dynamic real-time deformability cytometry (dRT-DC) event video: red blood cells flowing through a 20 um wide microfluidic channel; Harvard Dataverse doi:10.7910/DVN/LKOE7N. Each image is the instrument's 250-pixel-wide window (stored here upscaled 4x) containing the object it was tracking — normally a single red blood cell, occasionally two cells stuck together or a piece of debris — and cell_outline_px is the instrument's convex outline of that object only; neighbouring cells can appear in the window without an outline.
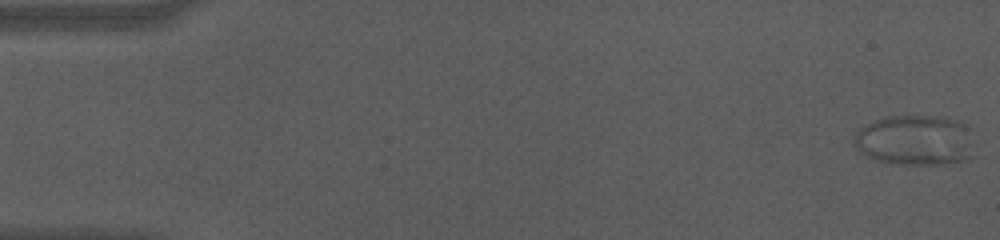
{"species": "human", "species_latin": "Homo sapiens", "temperature_condition": "cold", "stored_images_in_passage": 58, "camera_frame_rate_fps": 3000, "um_per_image_px": 0.085, "donor": {"sex": "male"}, "frame": {"image": 1, "passage_image": 1, "time_ms": 0.0, "image_size_px": [1000, 240], "cell_outline_px": [[980, 144], [976, 156], [968, 160], [944, 164], [888, 164], [872, 160], [864, 156], [852, 144], [852, 140], [856, 132], [860, 128], [876, 120], [888, 116], [948, 116], [960, 120], [968, 124], [972, 128]], "centroid_in_image_um": [77.95, 11.93], "position_along_channel_um": 7.1, "area_um2": 37.45}}
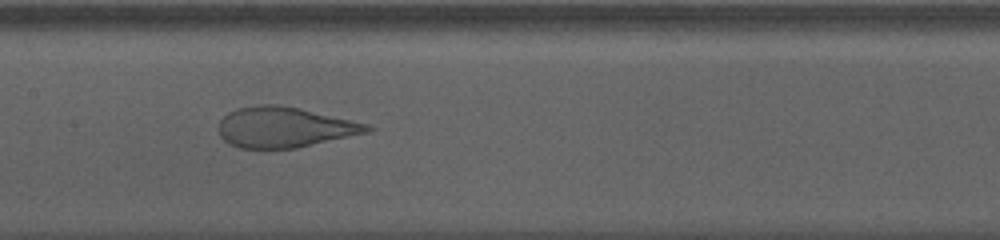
{"frame": {"image": 2, "passage_image": 29, "time_ms": 9.333, "image_size_px": [1000, 240], "cell_outline_px": [[376, 128], [368, 132], [296, 148], [240, 148], [228, 144], [220, 136], [216, 128], [220, 120], [228, 112], [236, 108], [256, 104], [276, 104], [300, 108], [368, 124]], "centroid_in_image_um": [24.12, 10.81], "position_along_channel_um": 183.3, "area_um2": 35.14}}
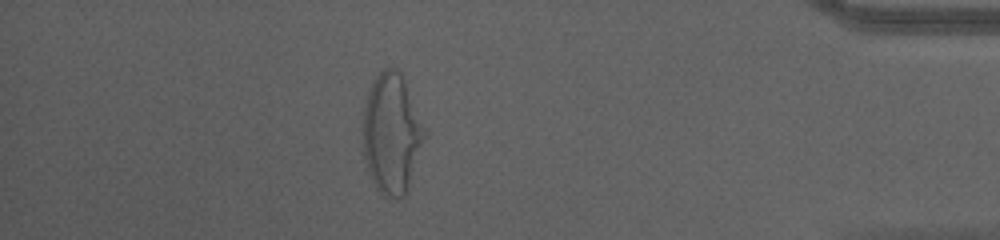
{"frame": {"image": 3, "passage_image": 51, "time_ms": 16.667, "image_size_px": [1000, 240], "cell_outline_px": [[428, 136], [408, 192], [404, 196], [388, 200], [376, 188], [368, 172], [364, 156], [364, 104], [368, 92], [376, 76], [384, 68], [396, 68], [400, 72], [404, 80], [428, 132]], "centroid_in_image_um": [33.35, 11.42], "position_along_channel_um": 401.9, "area_um2": 43.81}, "authors_computed_cell_mechanics": {"area_um2": 35.9227, "velocity_mm_per_s": 3.5513, "shape_relaxation_time_tau1_ms": 9.3011, "shape_relaxation_time_tau2_ms": null, "deformation_change_tau1": 0.2921, "deformation_change_tau2": null}}